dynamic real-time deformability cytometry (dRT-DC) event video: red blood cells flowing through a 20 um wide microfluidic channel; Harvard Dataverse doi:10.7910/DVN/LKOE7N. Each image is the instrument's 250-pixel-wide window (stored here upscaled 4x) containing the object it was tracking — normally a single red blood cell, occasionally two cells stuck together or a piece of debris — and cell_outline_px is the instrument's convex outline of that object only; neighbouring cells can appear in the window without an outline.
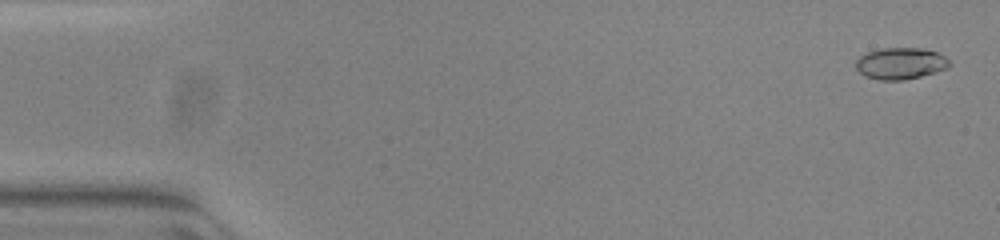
{"species": "common noctule bat (a hibernating species)", "species_latin": "Nyctalus noctula", "temperature_condition": "warm", "stored_images_in_passage": 53, "camera_frame_rate_fps": 3000, "um_per_image_px": 0.085, "animal": {"sex": "female", "body_mass_g": 23.0, "forearm_length_mm": 53.4}, "frame": {"image": 1, "passage_image": 2, "time_ms": 0.333, "image_size_px": [1000, 240], "cell_outline_px": [[952, 64], [948, 68], [936, 72], [904, 80], [880, 80], [864, 76], [856, 68], [856, 60], [860, 56], [868, 52], [884, 48], [920, 48], [936, 52], [944, 56]], "centroid_in_image_um": [76.55, 5.4], "position_along_channel_um": 8.4, "area_um2": 17.17}}
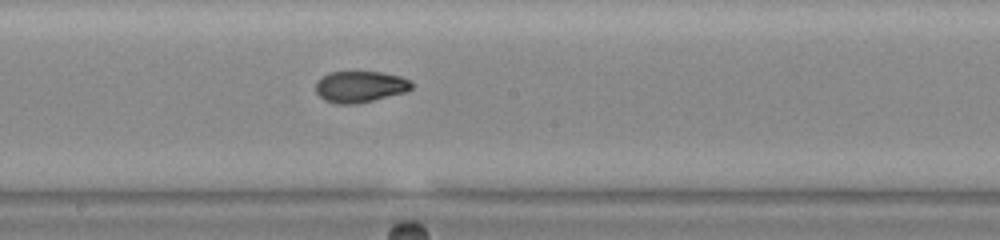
{"frame": {"image": 2, "passage_image": 29, "time_ms": 9.333, "image_size_px": [1000, 240], "cell_outline_px": [[412, 88], [408, 92], [356, 104], [340, 104], [324, 100], [316, 92], [316, 80], [320, 76], [328, 72], [384, 72], [400, 76], [412, 80]], "centroid_in_image_um": [30.62, 7.36], "position_along_channel_um": 217.6, "area_um2": 17.8}}
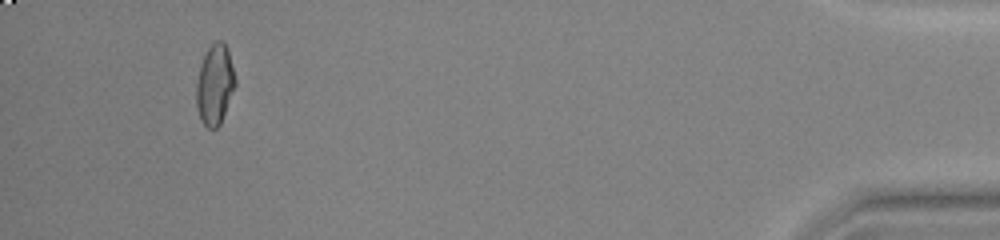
{"frame": {"image": 3, "passage_image": 50, "time_ms": 16.333, "image_size_px": [1000, 240], "cell_outline_px": [[236, 84], [220, 124], [216, 128], [208, 128], [200, 120], [196, 104], [196, 84], [200, 64], [208, 48], [216, 40], [224, 40], [228, 48], [236, 80]], "centroid_in_image_um": [18.26, 7.17], "position_along_channel_um": 416.9, "area_um2": 18.26}, "authors_computed_cell_mechanics": {"area_um2": 17.2822, "velocity_mm_per_s": 3.9023, "shape_relaxation_time_tau1_ms": null, "shape_relaxation_time_tau2_ms": 1.4353, "deformation_change_tau1": null, "deformation_change_tau2": 0.0562}}